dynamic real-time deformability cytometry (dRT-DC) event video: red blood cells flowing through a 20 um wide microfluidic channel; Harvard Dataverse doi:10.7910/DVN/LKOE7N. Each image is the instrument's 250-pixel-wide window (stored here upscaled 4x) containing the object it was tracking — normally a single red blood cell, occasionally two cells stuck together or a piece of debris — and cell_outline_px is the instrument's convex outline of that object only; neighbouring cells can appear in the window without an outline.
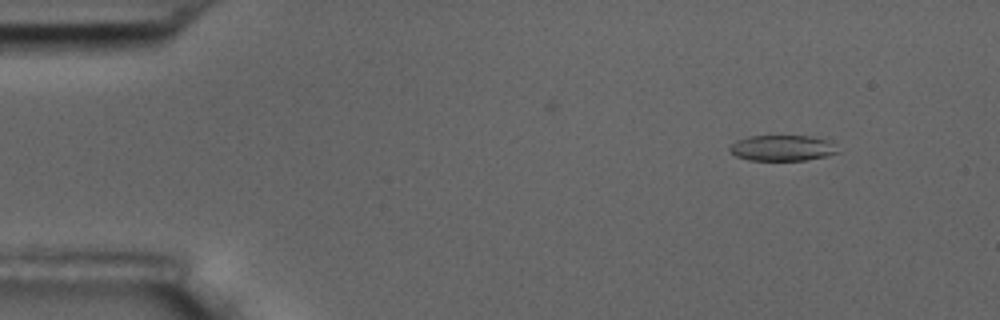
{"species": "common noctule bat (a hibernating species)", "species_latin": "Nyctalus noctula", "temperature_condition": "room temperature", "stored_images_in_passage": 5, "camera_frame_rate_fps": 3000, "um_per_image_px": 0.085, "animal": {"sex": "male", "body_mass_g": 17.5, "forearm_length_mm": 52.3}, "frame": {"image": 1, "passage_image": 1, "time_ms": 0.0, "image_size_px": [1000, 320], "cell_outline_px": [[840, 152], [828, 156], [804, 160], [748, 160], [736, 156], [728, 152], [728, 148], [736, 140], [748, 136], [812, 136], [828, 140]], "centroid_in_image_um": [66.46, 12.58], "position_along_channel_um": 18.5, "area_um2": 16.3}}